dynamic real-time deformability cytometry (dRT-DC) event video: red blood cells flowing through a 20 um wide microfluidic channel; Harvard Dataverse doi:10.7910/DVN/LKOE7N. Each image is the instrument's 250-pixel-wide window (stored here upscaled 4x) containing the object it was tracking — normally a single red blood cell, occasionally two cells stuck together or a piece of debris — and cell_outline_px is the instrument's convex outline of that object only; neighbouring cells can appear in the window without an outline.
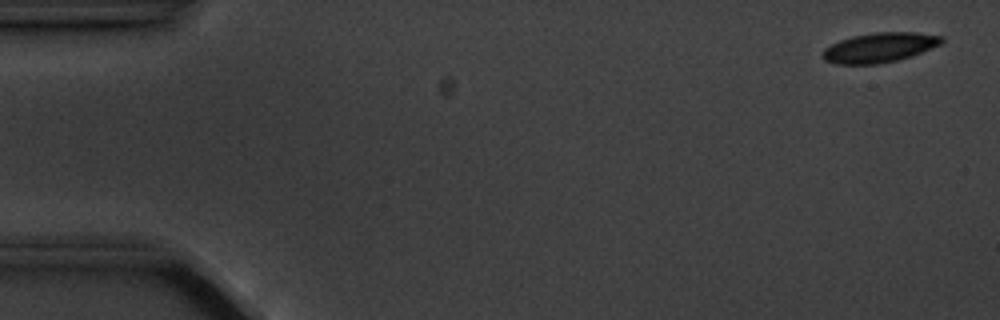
{"species": "common noctule bat (a hibernating species)", "species_latin": "Nyctalus noctula", "temperature_condition": "cold", "stored_images_in_passage": 5, "camera_frame_rate_fps": 3000, "um_per_image_px": 0.085, "animal": {"sex": "male", "body_mass_g": 20.1, "forearm_length_mm": 53.5}, "frame": {"image": 1, "passage_image": 1, "time_ms": 0.0, "image_size_px": [1000, 320], "cell_outline_px": [[944, 40], [940, 44], [920, 52], [896, 60], [880, 64], [836, 64], [824, 60], [824, 48], [840, 40], [852, 36], [876, 32], [916, 32], [944, 36]], "centroid_in_image_um": [74.76, 4.03], "position_along_channel_um": 10.2, "area_um2": 20.35}}